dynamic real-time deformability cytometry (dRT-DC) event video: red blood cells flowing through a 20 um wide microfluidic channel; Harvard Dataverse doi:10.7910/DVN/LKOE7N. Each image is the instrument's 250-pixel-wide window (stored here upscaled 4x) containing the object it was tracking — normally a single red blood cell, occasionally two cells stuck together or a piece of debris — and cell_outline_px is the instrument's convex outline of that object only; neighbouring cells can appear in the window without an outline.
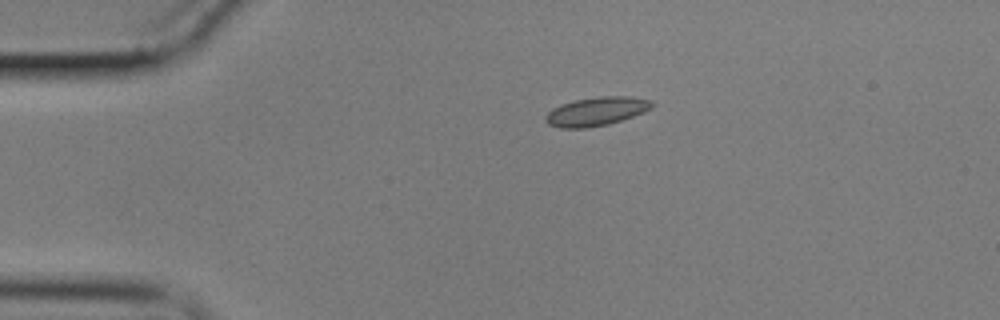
{"species": "common noctule bat (a hibernating species)", "species_latin": "Nyctalus noctula", "temperature_condition": "cold", "stored_images_in_passage": 48, "camera_frame_rate_fps": 3000, "um_per_image_px": 0.085, "animal": {"sex": "male", "body_mass_g": 17.9}, "frame": {"image": 1, "passage_image": 1, "time_ms": 0.0, "image_size_px": [1000, 320], "cell_outline_px": [[652, 104], [644, 112], [608, 124], [584, 128], [560, 128], [548, 124], [544, 120], [544, 116], [552, 108], [560, 104], [576, 100], [600, 96], [628, 96], [652, 100]], "centroid_in_image_um": [50.62, 9.47], "position_along_channel_um": 34.4, "area_um2": 17.63}}
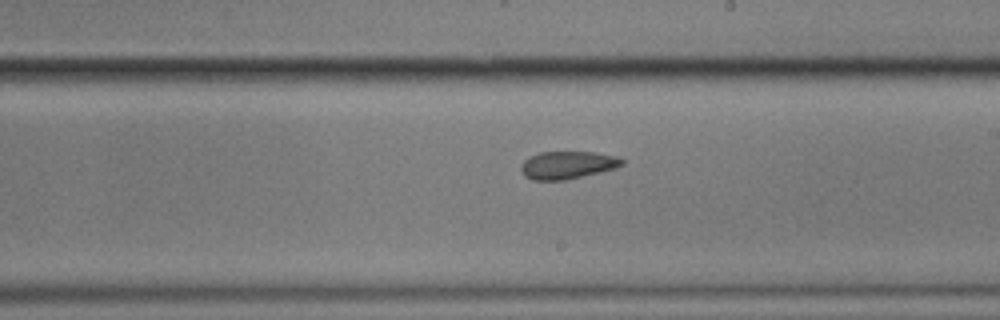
{"frame": {"image": 2, "passage_image": 23, "time_ms": 7.333, "image_size_px": [1000, 320], "cell_outline_px": [[624, 164], [616, 168], [568, 180], [532, 180], [524, 176], [520, 168], [524, 160], [540, 152], [592, 152], [616, 156], [624, 160]], "centroid_in_image_um": [48.24, 14.04], "position_along_channel_um": 240.8, "area_um2": 16.3}}
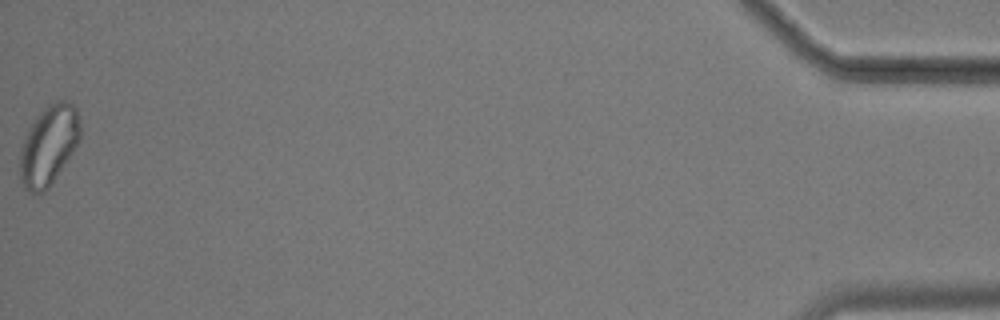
{"frame": {"image": 3, "passage_image": 48, "time_ms": 15.667, "image_size_px": [1000, 320], "cell_outline_px": [[80, 140], [48, 188], [44, 192], [28, 192], [20, 176], [20, 148], [36, 116], [48, 104], [56, 100], [68, 100], [76, 108], [80, 116]], "centroid_in_image_um": [4.16, 12.3], "position_along_channel_um": 431.0, "area_um2": 27.63}, "authors_computed_cell_mechanics": {"area_um2": 17.1377, "velocity_mm_per_s": 3.4109, "shape_relaxation_time_tau1_ms": null, "shape_relaxation_time_tau2_ms": 1.2311, "deformation_change_tau1": null, "deformation_change_tau2": 0.0525}}